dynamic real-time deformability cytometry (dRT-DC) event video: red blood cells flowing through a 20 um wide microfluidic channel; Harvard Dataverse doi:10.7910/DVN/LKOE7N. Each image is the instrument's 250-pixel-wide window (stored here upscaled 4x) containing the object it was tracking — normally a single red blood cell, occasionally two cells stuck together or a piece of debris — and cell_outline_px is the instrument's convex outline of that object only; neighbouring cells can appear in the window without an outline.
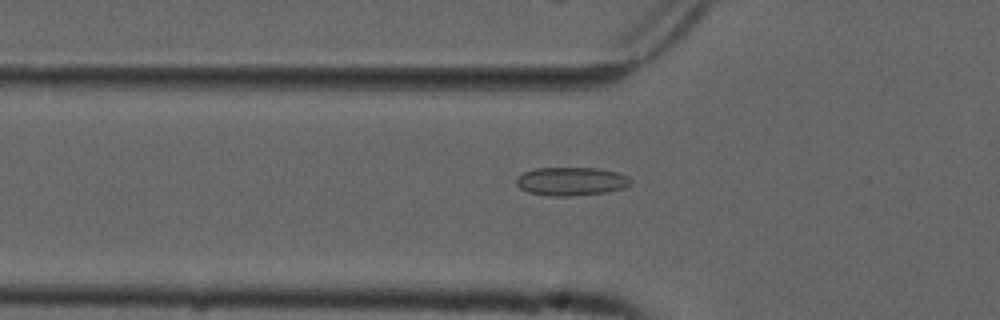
{"species": "common noctule bat (a hibernating species)", "species_latin": "Nyctalus noctula", "temperature_condition": "cold", "stored_images_in_passage": 46, "camera_frame_rate_fps": 3000, "um_per_image_px": 0.085, "animal": {"sex": "male", "forearm_length_mm": 52.5}, "frame": {"image": 1, "passage_image": 10, "time_ms": 3.0, "image_size_px": [1000, 320], "cell_outline_px": [[632, 180], [624, 188], [604, 192], [568, 196], [548, 196], [528, 192], [520, 188], [516, 184], [516, 180], [524, 172], [536, 168], [596, 168], [616, 172], [628, 176]], "centroid_in_image_um": [48.53, 15.41], "position_along_channel_um": 77.3, "area_um2": 18.73}}
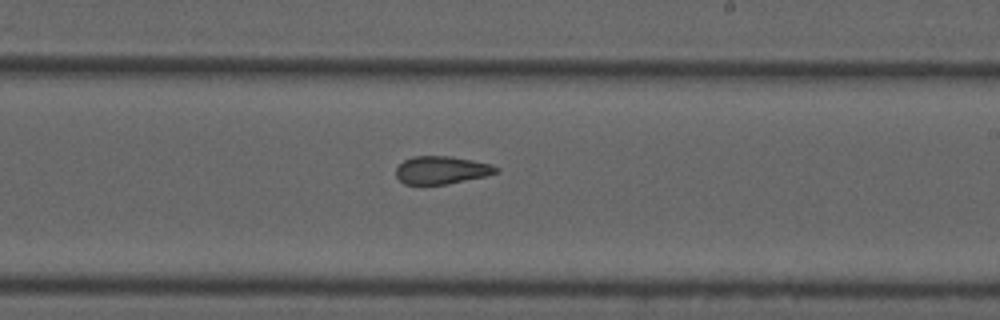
{"frame": {"image": 2, "passage_image": 24, "time_ms": 7.667, "image_size_px": [1000, 320], "cell_outline_px": [[500, 172], [484, 176], [448, 184], [404, 184], [396, 176], [396, 168], [404, 160], [412, 156], [452, 156], [492, 164], [500, 168]], "centroid_in_image_um": [37.55, 14.45], "position_along_channel_um": 251.4, "area_um2": 16.3}}
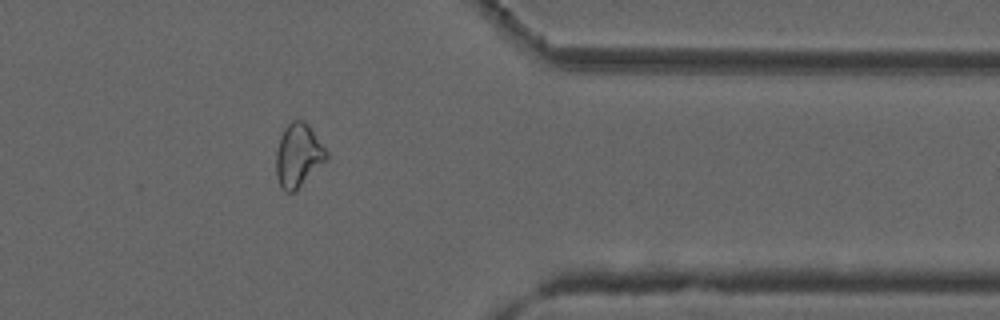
{"frame": {"image": 3, "passage_image": 36, "time_ms": 11.667, "image_size_px": [1000, 320], "cell_outline_px": [[328, 160], [296, 192], [284, 192], [276, 176], [276, 152], [280, 136], [284, 128], [292, 120], [304, 120], [308, 124], [328, 152]], "centroid_in_image_um": [25.37, 13.23], "position_along_channel_um": 386.0, "area_um2": 18.96}, "authors_computed_cell_mechanics": {"area_um2": 17.8024, "velocity_mm_per_s": 3.7245, "shape_relaxation_time_tau1_ms": null, "shape_relaxation_time_tau2_ms": 2.1821, "deformation_change_tau1": null, "deformation_change_tau2": 0.0843}}